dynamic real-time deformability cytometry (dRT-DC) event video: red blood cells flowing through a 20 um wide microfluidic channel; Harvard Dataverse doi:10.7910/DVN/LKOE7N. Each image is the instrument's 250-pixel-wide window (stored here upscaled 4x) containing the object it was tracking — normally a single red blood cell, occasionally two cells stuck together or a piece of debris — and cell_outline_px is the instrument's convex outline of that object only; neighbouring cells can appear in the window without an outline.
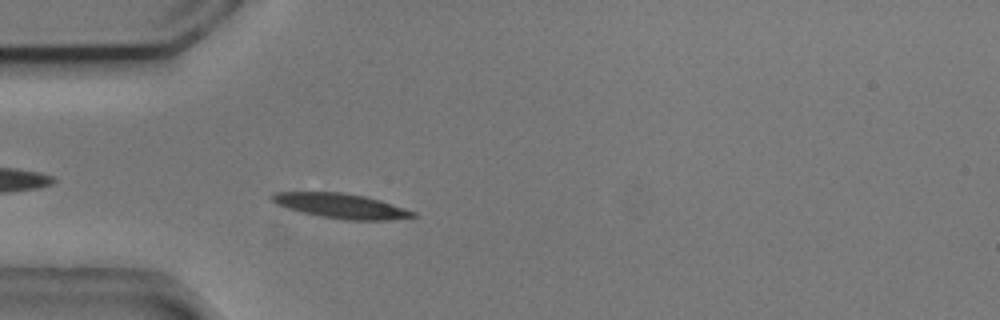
{"species": "common noctule bat (a hibernating species)", "species_latin": "Nyctalus noctula", "temperature_condition": "cold", "stored_images_in_passage": 4, "camera_frame_rate_fps": 3000, "um_per_image_px": 0.085, "animal": {"sex": "male", "body_mass_g": 20.5, "forearm_length_mm": 52.5}, "frame": {"image": 1, "passage_image": 4, "time_ms": 1.0, "image_size_px": [1000, 320], "cell_outline_px": [[416, 216], [388, 220], [344, 220], [320, 216], [300, 212], [276, 204], [272, 200], [272, 196], [276, 192], [340, 192], [364, 196], [380, 200], [416, 212]], "centroid_in_image_um": [28.99, 17.51], "position_along_channel_um": 56.0, "area_um2": 20.17}}